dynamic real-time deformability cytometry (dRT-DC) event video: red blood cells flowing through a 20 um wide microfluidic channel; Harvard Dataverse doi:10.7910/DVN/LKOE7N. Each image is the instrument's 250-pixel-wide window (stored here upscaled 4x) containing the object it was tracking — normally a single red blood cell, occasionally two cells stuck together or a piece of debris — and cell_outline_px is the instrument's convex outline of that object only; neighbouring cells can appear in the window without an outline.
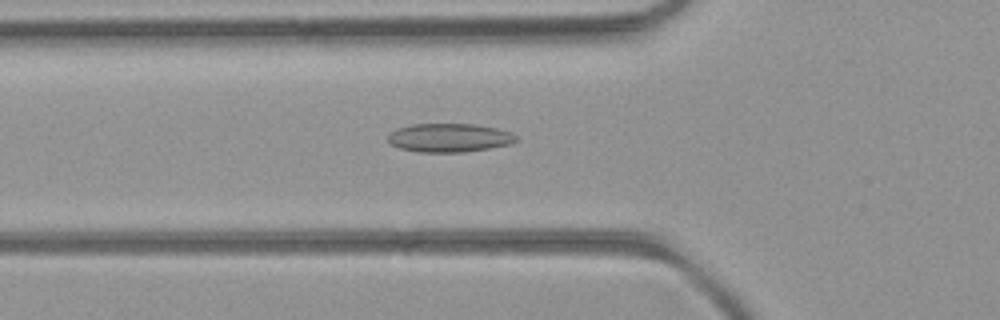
{"species": "common noctule bat (a hibernating species)", "species_latin": "Nyctalus noctula", "temperature_condition": "room temperature", "stored_images_in_passage": 40, "camera_frame_rate_fps": 3000, "um_per_image_px": 0.085, "animal": {"sex": "female", "body_mass_g": 21.9}, "frame": {"image": 1, "passage_image": 7, "time_ms": 2.0, "image_size_px": [1000, 320], "cell_outline_px": [[520, 140], [512, 144], [464, 152], [420, 152], [400, 148], [392, 144], [388, 140], [388, 136], [396, 128], [412, 124], [476, 124], [496, 128], [512, 132]], "centroid_in_image_um": [38.24, 11.7], "position_along_channel_um": 87.6, "area_um2": 21.44}}
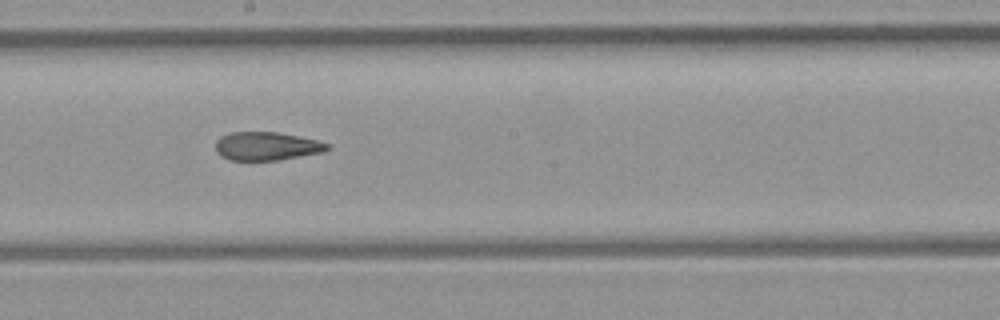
{"frame": {"image": 2, "passage_image": 17, "time_ms": 5.333, "image_size_px": [1000, 320], "cell_outline_px": [[332, 148], [324, 152], [280, 160], [232, 160], [220, 156], [216, 152], [216, 140], [220, 136], [228, 132], [276, 132], [320, 140], [332, 144]], "centroid_in_image_um": [22.71, 12.42], "position_along_channel_um": 225.5, "area_um2": 18.84}}
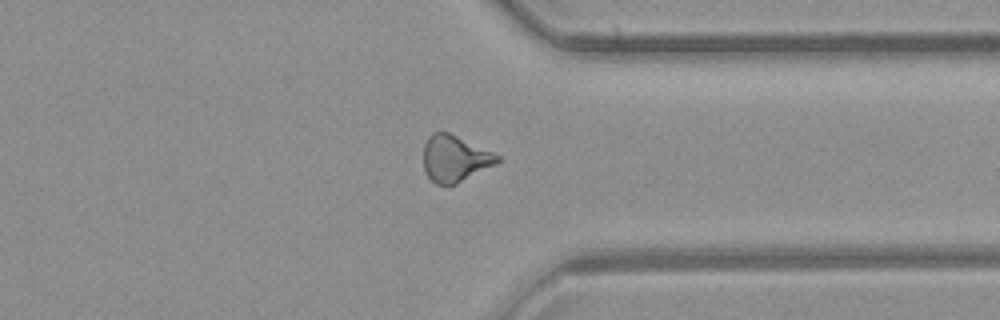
{"frame": {"image": 3, "passage_image": 28, "time_ms": 9.0, "image_size_px": [1000, 320], "cell_outline_px": [[500, 160], [496, 164], [456, 184], [436, 184], [428, 176], [424, 168], [424, 144], [428, 136], [432, 132], [448, 132], [492, 152], [500, 156]], "centroid_in_image_um": [38.65, 13.47], "position_along_channel_um": 372.8, "area_um2": 19.71}, "authors_computed_cell_mechanics": {"area_um2": 19.7676, "velocity_mm_per_s": 4.1184, "shape_relaxation_time_tau1_ms": null, "shape_relaxation_time_tau2_ms": 4.1008, "deformation_change_tau1": null, "deformation_change_tau2": 0.1186}}